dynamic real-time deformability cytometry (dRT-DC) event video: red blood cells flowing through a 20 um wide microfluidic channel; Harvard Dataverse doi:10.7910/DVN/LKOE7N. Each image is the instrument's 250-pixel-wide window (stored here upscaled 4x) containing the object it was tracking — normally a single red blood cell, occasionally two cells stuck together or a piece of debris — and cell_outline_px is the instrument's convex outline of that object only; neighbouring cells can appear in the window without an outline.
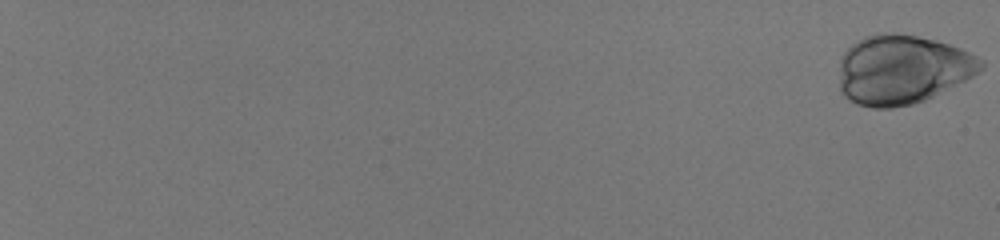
{"species": "human", "species_latin": "Homo sapiens", "temperature_condition": "room temperature", "stored_images_in_passage": 59, "camera_frame_rate_fps": 3000, "um_per_image_px": 0.085, "donor": {"sex": "male"}, "frame": {"image": 1, "passage_image": 1, "time_ms": 0.0, "image_size_px": [1000, 240], "cell_outline_px": [[984, 68], [972, 76], [924, 100], [912, 104], [892, 108], [872, 108], [856, 104], [844, 96], [840, 92], [840, 56], [852, 44], [864, 36], [880, 32], [896, 32], [936, 40], [960, 48], [984, 60]], "centroid_in_image_um": [76.66, 5.9], "position_along_channel_um": 8.3, "area_um2": 57.34}}
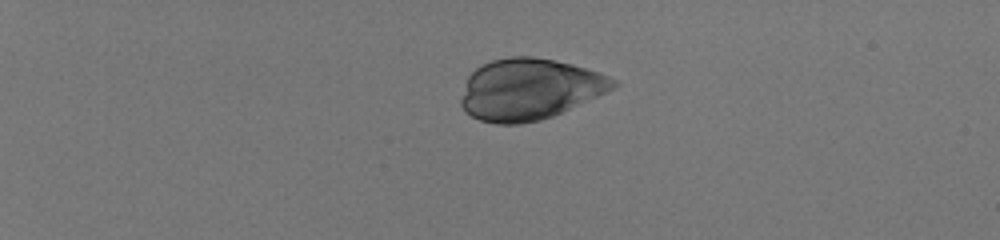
{"frame": {"image": 2, "passage_image": 18, "time_ms": 5.667, "image_size_px": [1000, 240], "cell_outline_px": [[620, 84], [616, 88], [552, 116], [540, 120], [520, 124], [496, 124], [480, 120], [464, 112], [460, 104], [460, 100], [468, 76], [480, 64], [492, 60], [508, 56], [532, 56], [556, 60], [572, 64], [600, 72], [616, 80]], "centroid_in_image_um": [44.99, 7.57], "position_along_channel_um": 40.0, "area_um2": 54.56}}
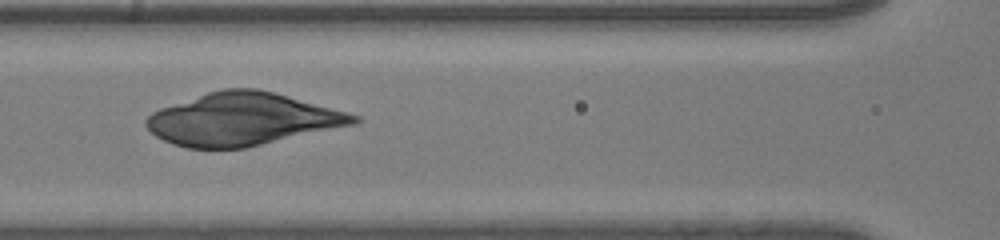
{"frame": {"image": 3, "passage_image": 34, "time_ms": 11.0, "image_size_px": [1000, 240], "cell_outline_px": [[360, 120], [356, 124], [244, 148], [188, 148], [172, 144], [156, 136], [144, 124], [144, 120], [152, 112], [160, 108], [208, 92], [224, 88], [256, 88], [272, 92], [348, 112], [360, 116]], "centroid_in_image_um": [20.6, 10.13], "position_along_channel_um": 146.0, "area_um2": 63.0}}